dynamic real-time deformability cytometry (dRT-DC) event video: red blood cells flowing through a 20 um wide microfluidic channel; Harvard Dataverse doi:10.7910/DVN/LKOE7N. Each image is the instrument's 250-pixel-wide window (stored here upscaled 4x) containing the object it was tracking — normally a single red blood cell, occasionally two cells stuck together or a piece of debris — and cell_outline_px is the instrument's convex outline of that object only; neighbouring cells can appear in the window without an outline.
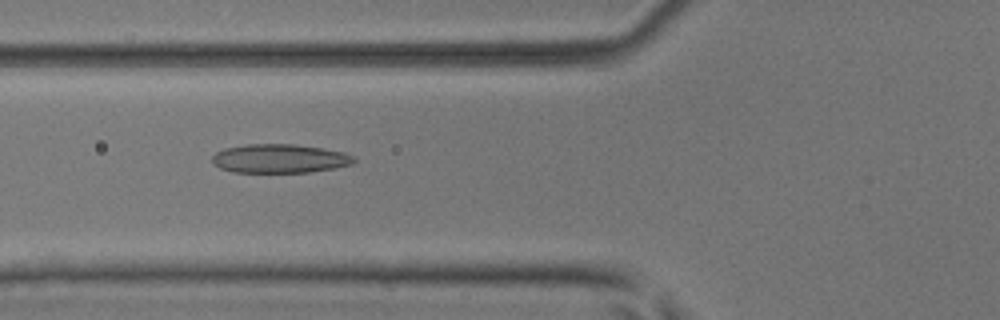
{"species": "common noctule bat (a hibernating species)", "species_latin": "Nyctalus noctula", "temperature_condition": "room temperature", "stored_images_in_passage": 5, "camera_frame_rate_fps": 3000, "um_per_image_px": 0.085, "animal": {"sex": "male", "body_mass_g": 17.9, "forearm_length_mm": 54.2}, "frame": {"image": 1, "passage_image": 3, "time_ms": 0.667, "image_size_px": [1000, 320], "cell_outline_px": [[356, 160], [352, 164], [336, 168], [308, 172], [232, 172], [220, 168], [212, 164], [212, 156], [216, 152], [224, 148], [248, 144], [296, 144], [344, 152], [352, 156]], "centroid_in_image_um": [23.74, 13.48], "position_along_channel_um": 102.1, "area_um2": 23.87}}
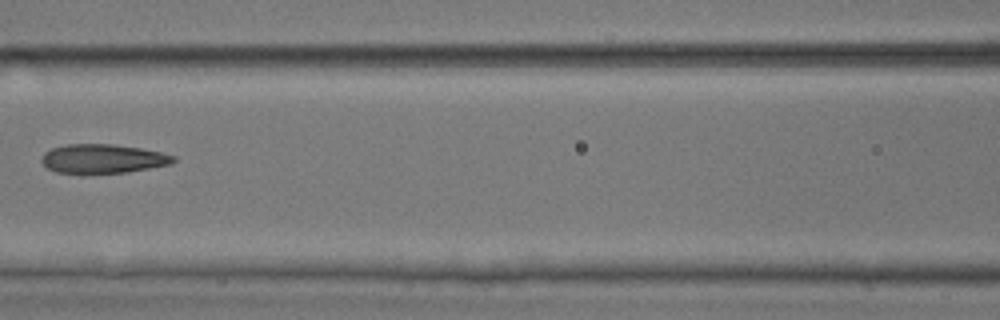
{"frame": {"image": 2, "passage_image": 4, "time_ms": 1.0, "image_size_px": [1000, 320], "cell_outline_px": [[176, 160], [168, 164], [128, 172], [56, 172], [48, 168], [40, 160], [44, 152], [52, 148], [68, 144], [112, 144], [140, 148], [160, 152], [176, 156]], "centroid_in_image_um": [8.73, 13.47], "position_along_channel_um": 157.9, "area_um2": 21.85}}
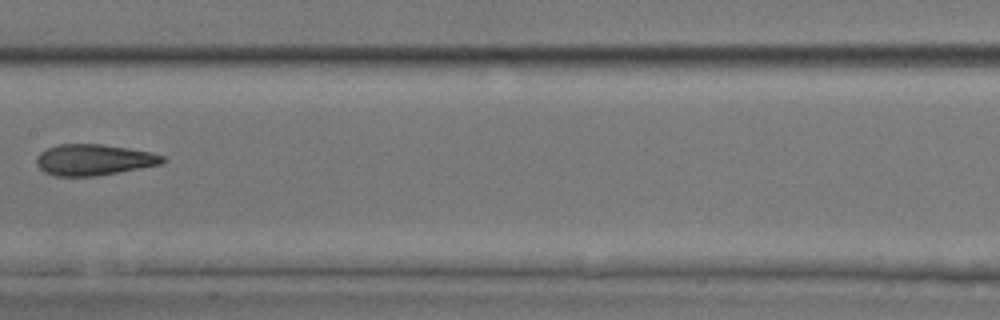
{"frame": {"image": 3, "passage_image": 5, "time_ms": 1.333, "image_size_px": [1000, 320], "cell_outline_px": [[168, 160], [160, 164], [96, 176], [56, 176], [44, 172], [36, 164], [36, 156], [40, 152], [56, 144], [104, 144], [152, 152], [164, 156]], "centroid_in_image_um": [7.96, 13.57], "position_along_channel_um": 199.4, "area_um2": 22.89}}